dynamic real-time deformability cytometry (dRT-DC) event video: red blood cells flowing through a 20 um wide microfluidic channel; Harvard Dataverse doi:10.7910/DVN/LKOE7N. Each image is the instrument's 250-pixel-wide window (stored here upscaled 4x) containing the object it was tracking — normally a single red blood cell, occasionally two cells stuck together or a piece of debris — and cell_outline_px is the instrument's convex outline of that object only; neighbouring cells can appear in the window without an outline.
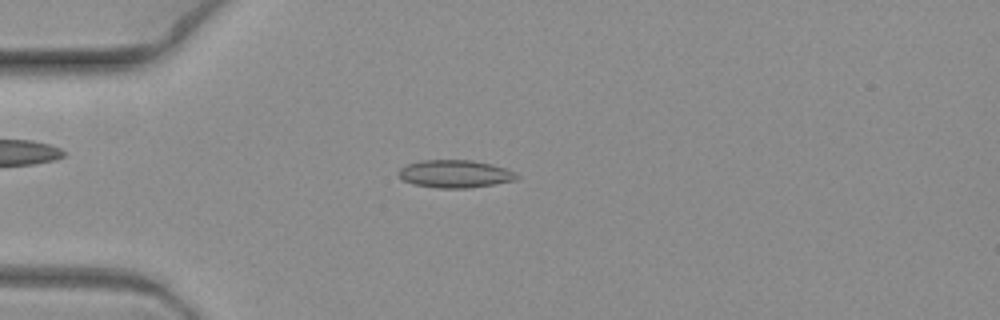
{"species": "common noctule bat (a hibernating species)", "species_latin": "Nyctalus noctula", "temperature_condition": "warm", "stored_images_in_passage": 5, "camera_frame_rate_fps": 3000, "um_per_image_px": 0.085, "animal": {"sex": "female", "body_mass_g": 19.3, "forearm_length_mm": 54.1}, "frame": {"image": 1, "passage_image": 4, "time_ms": 1.0, "image_size_px": [1000, 320], "cell_outline_px": [[520, 176], [516, 180], [468, 188], [440, 188], [412, 184], [404, 180], [396, 172], [400, 168], [408, 164], [420, 160], [472, 160], [492, 164], [504, 168]], "centroid_in_image_um": [38.64, 14.77], "position_along_channel_um": 46.4, "area_um2": 18.96}}